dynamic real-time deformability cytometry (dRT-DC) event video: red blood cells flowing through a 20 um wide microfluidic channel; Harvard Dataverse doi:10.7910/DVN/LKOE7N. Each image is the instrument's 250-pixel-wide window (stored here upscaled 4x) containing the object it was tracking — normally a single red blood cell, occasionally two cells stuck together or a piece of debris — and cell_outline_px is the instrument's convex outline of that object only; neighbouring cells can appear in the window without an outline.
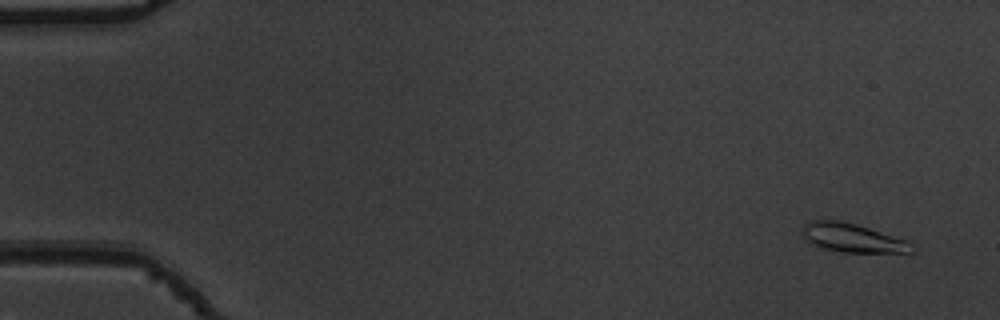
{"species": "common noctule bat (a hibernating species)", "species_latin": "Nyctalus noctula", "temperature_condition": "warm", "stored_images_in_passage": 55, "camera_frame_rate_fps": 3000, "um_per_image_px": 0.085, "animal": {"sex": "male", "body_mass_g": 19.5, "forearm_length_mm": 54.6}, "frame": {"image": 1, "passage_image": 4, "time_ms": 1.0, "image_size_px": [1000, 320], "cell_outline_px": [[916, 248], [912, 252], [844, 252], [820, 248], [812, 244], [804, 236], [800, 228], [808, 220], [844, 220], [908, 240], [916, 244]], "centroid_in_image_um": [72.48, 20.21], "position_along_channel_um": 12.5, "area_um2": 18.67}}
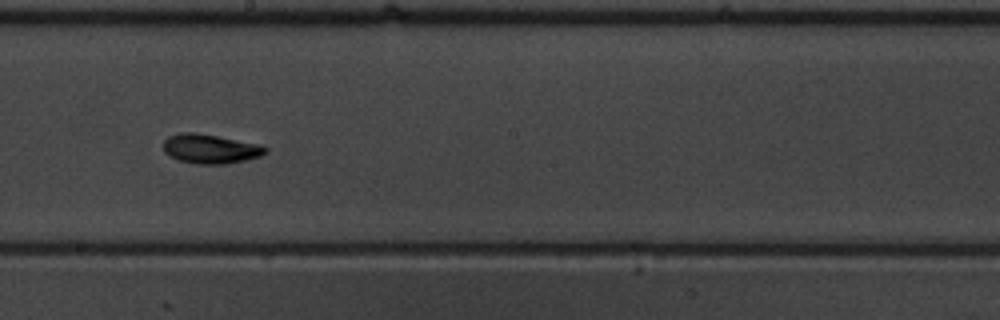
{"frame": {"image": 2, "passage_image": 32, "time_ms": 10.333, "image_size_px": [1000, 320], "cell_outline_px": [[268, 152], [260, 156], [248, 160], [228, 164], [196, 164], [180, 160], [168, 156], [164, 152], [164, 140], [168, 136], [180, 132], [196, 132], [260, 144], [268, 148]], "centroid_in_image_um": [17.89, 12.65], "position_along_channel_um": 230.3, "area_um2": 17.69}}
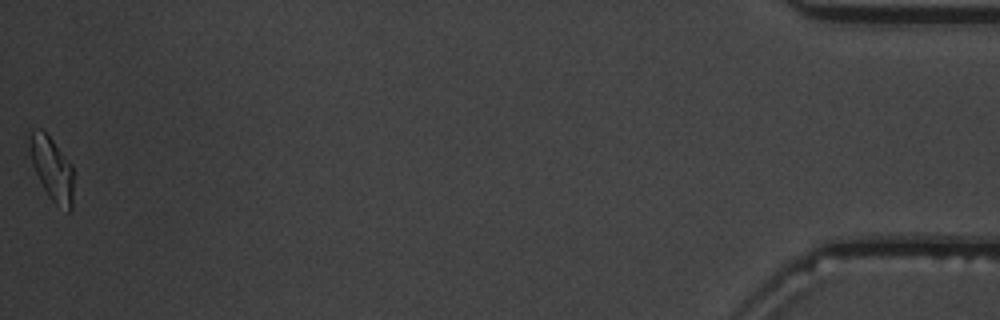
{"frame": {"image": 3, "passage_image": 55, "time_ms": 18.0, "image_size_px": [1000, 320], "cell_outline_px": [[72, 208], [68, 212], [56, 204], [48, 196], [32, 164], [28, 148], [28, 144], [32, 128], [40, 128], [52, 140], [72, 164]], "centroid_in_image_um": [4.39, 14.31], "position_along_channel_um": 430.8, "area_um2": 16.07}, "authors_computed_cell_mechanics": {"area_um2": 16.8776, "velocity_mm_per_s": 3.8137, "shape_relaxation_time_tau1_ms": 2.4075, "shape_relaxation_time_tau2_ms": 4.2709, "deformation_change_tau1": 0.1133, "deformation_change_tau2": 0.0939}}